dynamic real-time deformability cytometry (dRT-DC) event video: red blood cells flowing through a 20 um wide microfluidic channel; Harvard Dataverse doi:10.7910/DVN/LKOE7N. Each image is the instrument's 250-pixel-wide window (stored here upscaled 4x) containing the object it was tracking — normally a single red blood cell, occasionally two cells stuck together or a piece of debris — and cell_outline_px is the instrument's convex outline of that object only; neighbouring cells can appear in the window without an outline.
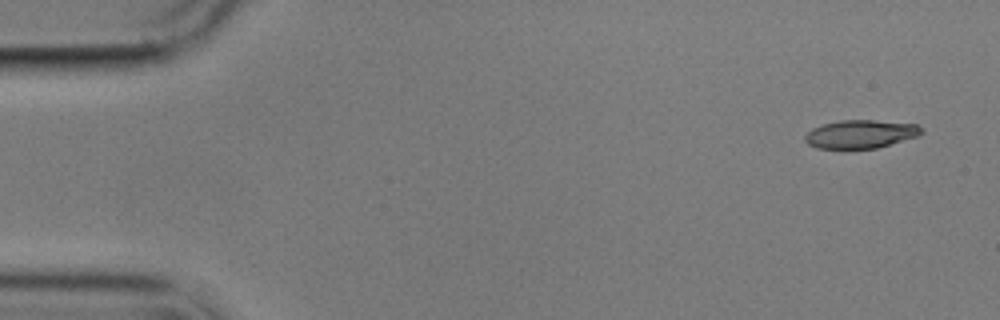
{"species": "common noctule bat (a hibernating species)", "species_latin": "Nyctalus noctula", "temperature_condition": "cold", "stored_images_in_passage": 5, "camera_frame_rate_fps": 3000, "um_per_image_px": 0.085, "animal": {"sex": "male", "body_mass_g": 17.9}, "frame": {"image": 1, "passage_image": 1, "time_ms": 0.0, "image_size_px": [1000, 320], "cell_outline_px": [[924, 132], [916, 136], [876, 148], [816, 148], [808, 144], [804, 140], [804, 136], [812, 128], [824, 124], [840, 120], [872, 120], [916, 124]], "centroid_in_image_um": [73.1, 11.39], "position_along_channel_um": 11.9, "area_um2": 18.9}}
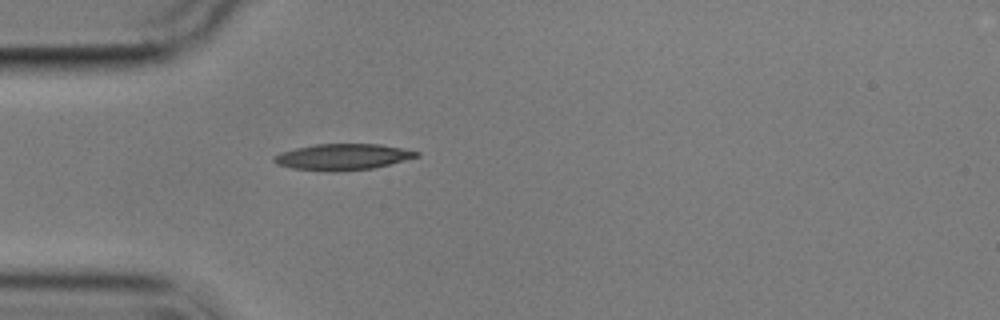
{"frame": {"image": 2, "passage_image": 5, "time_ms": 4.333, "image_size_px": [1000, 320], "cell_outline_px": [[420, 156], [372, 168], [336, 172], [328, 172], [292, 168], [276, 164], [272, 160], [272, 156], [280, 152], [296, 148], [316, 144], [380, 144], [420, 152]], "centroid_in_image_um": [29.07, 13.34], "position_along_channel_um": 55.9, "area_um2": 21.73}}